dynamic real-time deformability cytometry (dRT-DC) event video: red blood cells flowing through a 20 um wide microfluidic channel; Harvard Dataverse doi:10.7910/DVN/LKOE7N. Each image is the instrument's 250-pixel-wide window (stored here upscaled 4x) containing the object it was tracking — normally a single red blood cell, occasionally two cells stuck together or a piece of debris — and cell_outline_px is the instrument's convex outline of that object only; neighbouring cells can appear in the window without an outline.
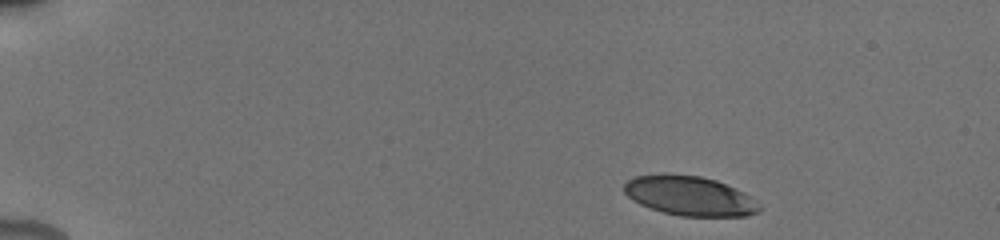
{"species": "human", "species_latin": "Homo sapiens", "temperature_condition": "cold", "stored_images_in_passage": 11, "camera_frame_rate_fps": 3000, "um_per_image_px": 0.085, "donor": {"sex": "male"}, "frame": {"image": 1, "passage_image": 1, "time_ms": 0.0, "image_size_px": [1000, 240], "cell_outline_px": [[764, 208], [760, 212], [744, 216], [680, 216], [664, 212], [640, 204], [632, 200], [624, 192], [624, 184], [628, 180], [636, 176], [664, 172], [700, 176], [716, 180], [736, 188], [744, 192], [756, 200]], "centroid_in_image_um": [58.65, 16.63], "position_along_channel_um": 26.4, "area_um2": 31.56}}
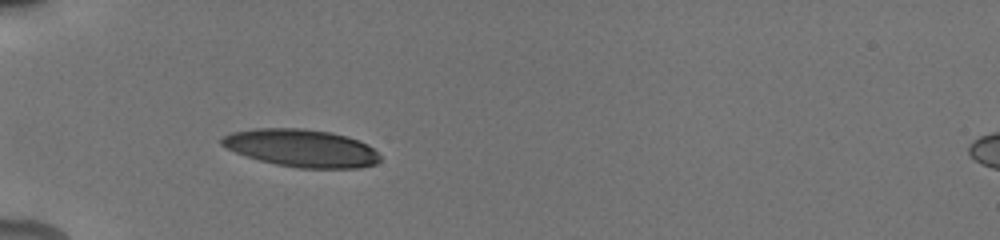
{"frame": {"image": 2, "passage_image": 4, "time_ms": 3.333, "image_size_px": [1000, 240], "cell_outline_px": [[380, 160], [376, 164], [356, 168], [300, 168], [276, 164], [260, 160], [236, 152], [220, 144], [220, 140], [224, 136], [232, 132], [256, 128], [304, 128], [328, 132], [348, 136], [372, 148], [380, 156]], "centroid_in_image_um": [25.61, 12.58], "position_along_channel_um": 59.4, "area_um2": 34.33}}
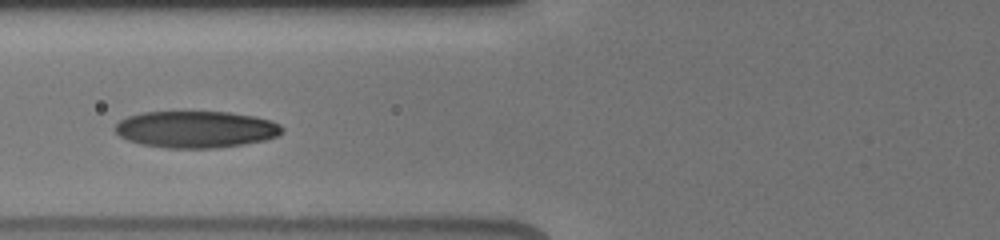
{"frame": {"image": 3, "passage_image": 7, "time_ms": 5.0, "image_size_px": [1000, 240], "cell_outline_px": [[284, 132], [280, 136], [264, 140], [244, 144], [216, 148], [168, 148], [140, 144], [128, 140], [120, 136], [112, 128], [120, 120], [128, 116], [140, 112], [228, 112], [256, 116], [272, 120], [280, 124], [284, 128]], "centroid_in_image_um": [16.68, 10.99], "position_along_channel_um": 109.1, "area_um2": 36.18}}